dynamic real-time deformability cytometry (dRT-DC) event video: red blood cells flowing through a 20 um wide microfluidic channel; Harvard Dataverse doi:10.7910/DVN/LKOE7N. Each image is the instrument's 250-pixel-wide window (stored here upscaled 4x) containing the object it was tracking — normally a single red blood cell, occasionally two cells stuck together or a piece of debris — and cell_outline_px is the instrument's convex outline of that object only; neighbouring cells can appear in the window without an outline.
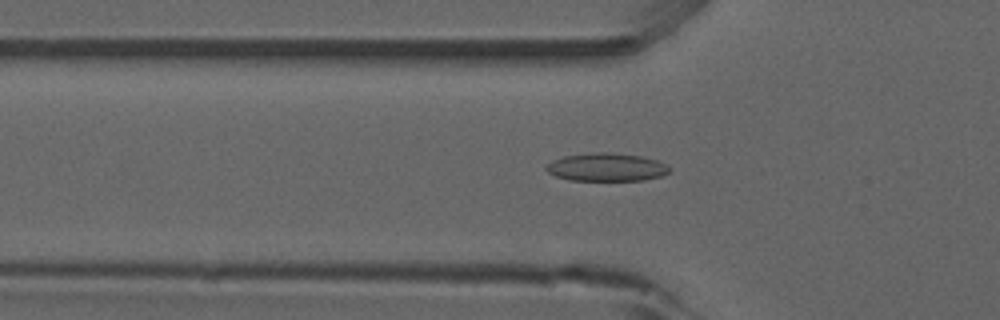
{"species": "common noctule bat (a hibernating species)", "species_latin": "Nyctalus noctula", "temperature_condition": "room temperature", "stored_images_in_passage": 52, "camera_frame_rate_fps": 3000, "um_per_image_px": 0.085, "animal": {"sex": "male", "forearm_length_mm": 52.5}, "frame": {"image": 1, "passage_image": 17, "time_ms": 5.333, "image_size_px": [1000, 320], "cell_outline_px": [[672, 168], [664, 176], [644, 180], [568, 180], [556, 176], [548, 172], [544, 168], [552, 160], [564, 156], [596, 152], [612, 152], [640, 156], [656, 160]], "centroid_in_image_um": [51.56, 14.21], "position_along_channel_um": 74.2, "area_um2": 20.17}}
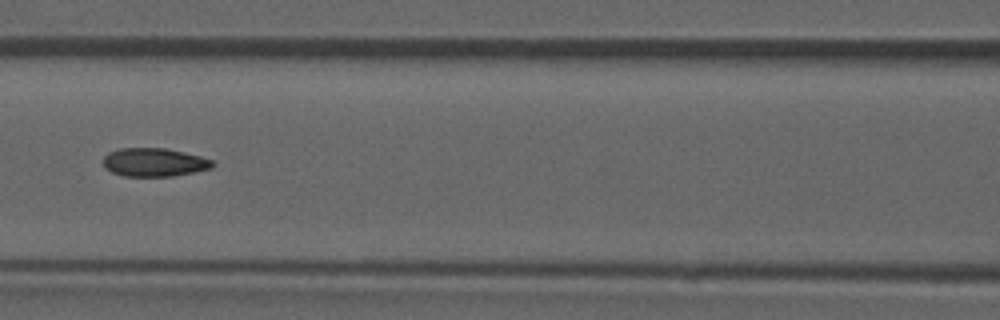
{"frame": {"image": 2, "passage_image": 23, "time_ms": 7.333, "image_size_px": [1000, 320], "cell_outline_px": [[216, 164], [212, 168], [172, 176], [124, 176], [112, 172], [104, 168], [104, 156], [108, 152], [120, 148], [164, 148], [184, 152], [200, 156], [212, 160]], "centroid_in_image_um": [13.1, 13.79], "position_along_channel_um": 153.5, "area_um2": 18.09}}
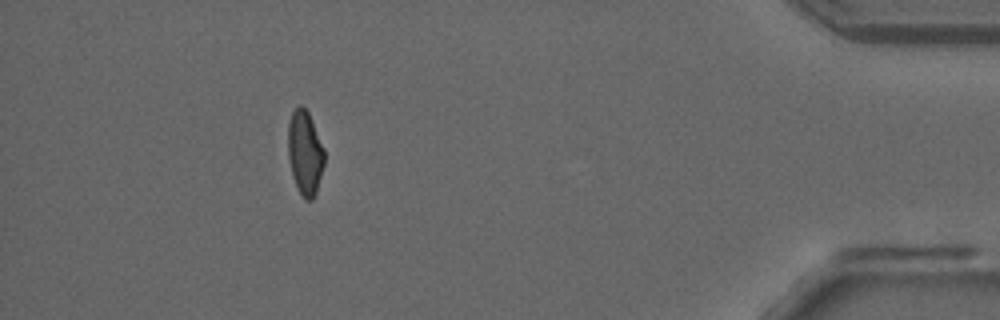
{"frame": {"image": 3, "passage_image": 47, "time_ms": 15.333, "image_size_px": [1000, 320], "cell_outline_px": [[324, 164], [316, 192], [312, 200], [304, 200], [292, 176], [288, 156], [288, 124], [292, 112], [300, 104], [308, 112], [312, 120], [324, 148]], "centroid_in_image_um": [25.92, 12.98], "position_along_channel_um": 409.3, "area_um2": 17.74}, "authors_computed_cell_mechanics": {"area_um2": 18.5249, "velocity_mm_per_s": 3.9111, "shape_relaxation_time_tau1_ms": null, "shape_relaxation_time_tau2_ms": 1.9406, "deformation_change_tau1": null, "deformation_change_tau2": 0.0639}}